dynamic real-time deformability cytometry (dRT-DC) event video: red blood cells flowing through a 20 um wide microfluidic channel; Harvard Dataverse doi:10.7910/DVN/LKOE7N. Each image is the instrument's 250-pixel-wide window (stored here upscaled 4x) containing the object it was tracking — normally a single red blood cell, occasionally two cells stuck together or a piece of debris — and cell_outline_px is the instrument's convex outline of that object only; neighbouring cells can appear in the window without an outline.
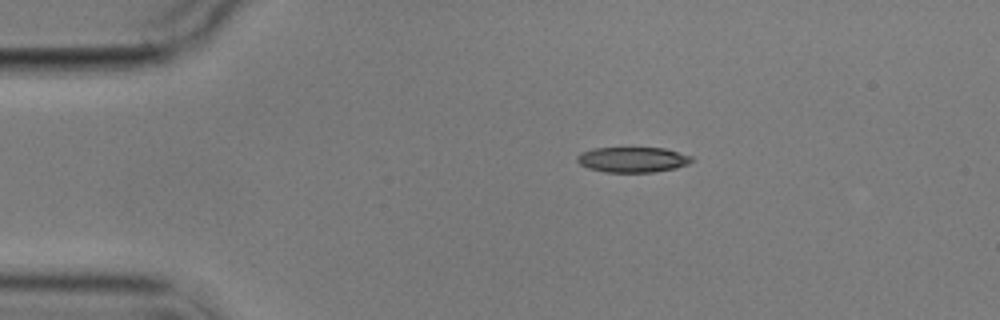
{"species": "common noctule bat (a hibernating species)", "species_latin": "Nyctalus noctula", "temperature_condition": "cold", "stored_images_in_passage": 2, "camera_frame_rate_fps": 3000, "um_per_image_px": 0.085, "animal": {"sex": "male", "body_mass_g": 17.9}, "frame": {"image": 1, "passage_image": 1, "time_ms": 0.0, "image_size_px": [1000, 320], "cell_outline_px": [[692, 160], [688, 164], [676, 168], [656, 172], [604, 172], [588, 168], [580, 164], [576, 160], [576, 156], [580, 152], [592, 148], [664, 148], [692, 156]], "centroid_in_image_um": [53.74, 13.57], "position_along_channel_um": 31.3, "area_um2": 16.99}}